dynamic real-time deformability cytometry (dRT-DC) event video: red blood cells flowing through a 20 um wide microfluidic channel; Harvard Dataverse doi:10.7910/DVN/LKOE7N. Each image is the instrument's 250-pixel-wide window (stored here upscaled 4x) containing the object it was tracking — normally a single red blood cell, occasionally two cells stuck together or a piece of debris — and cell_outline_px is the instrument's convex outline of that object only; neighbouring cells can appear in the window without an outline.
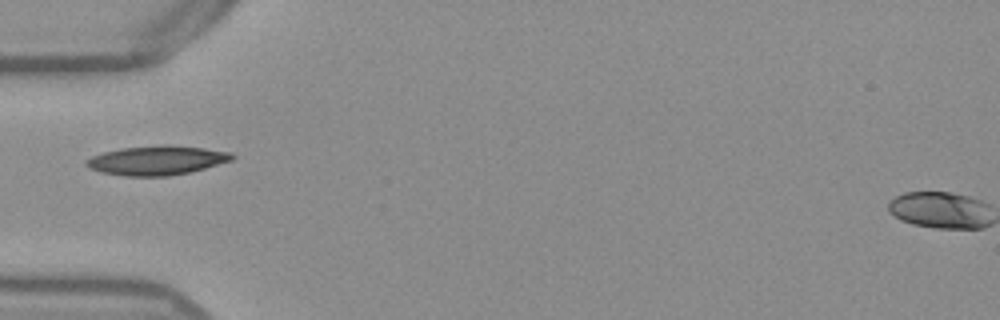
{"species": "Egyptian fruit bat (a non-hibernating species)", "species_latin": "Rousettus aegyptiacus", "temperature_condition": "warm", "stored_images_in_passage": 22, "camera_frame_rate_fps": 3000, "um_per_image_px": 0.085, "frame": {"image": 1, "passage_image": 1, "time_ms": 0.0, "image_size_px": [1000, 320], "cell_outline_px": [[236, 156], [232, 160], [204, 168], [188, 172], [168, 176], [124, 176], [100, 172], [88, 168], [84, 164], [84, 160], [92, 156], [104, 152], [124, 148], [164, 144], [168, 144], [204, 148], [232, 152]], "centroid_in_image_um": [13.31, 13.62], "position_along_channel_um": 71.7, "area_um2": 24.91}}
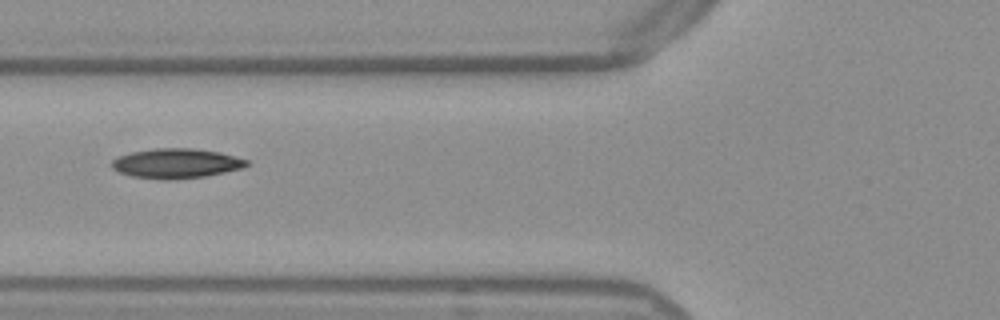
{"frame": {"image": 2, "passage_image": 4, "time_ms": 1.0, "image_size_px": [1000, 320], "cell_outline_px": [[248, 164], [244, 168], [208, 176], [176, 180], [164, 180], [132, 176], [120, 172], [112, 168], [112, 160], [120, 156], [132, 152], [156, 148], [192, 148], [220, 152], [248, 160]], "centroid_in_image_um": [15.02, 13.9], "position_along_channel_um": 110.8, "area_um2": 23.47}}
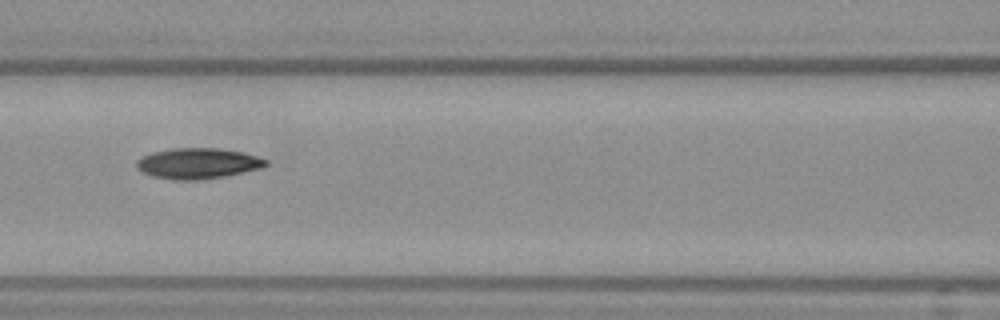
{"frame": {"image": 3, "passage_image": 7, "time_ms": 2.0, "image_size_px": [1000, 320], "cell_outline_px": [[268, 164], [260, 168], [224, 176], [196, 180], [172, 180], [152, 176], [140, 172], [136, 168], [136, 160], [140, 156], [152, 152], [172, 148], [216, 148], [244, 152], [268, 160]], "centroid_in_image_um": [16.75, 13.88], "position_along_channel_um": 149.8, "area_um2": 23.24}}